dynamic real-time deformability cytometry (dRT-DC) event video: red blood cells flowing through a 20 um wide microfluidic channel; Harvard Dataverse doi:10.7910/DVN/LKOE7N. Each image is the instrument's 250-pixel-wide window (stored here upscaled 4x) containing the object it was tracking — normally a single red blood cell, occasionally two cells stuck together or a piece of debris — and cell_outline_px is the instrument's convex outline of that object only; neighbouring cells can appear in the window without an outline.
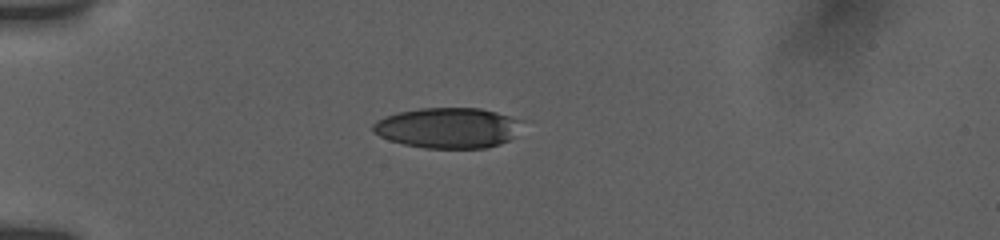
{"species": "human", "species_latin": "Homo sapiens", "temperature_condition": "room temperature", "stored_images_in_passage": 9, "camera_frame_rate_fps": 3000, "um_per_image_px": 0.085, "donor": {"sex": "female"}, "frame": {"image": 1, "passage_image": 1, "time_ms": 0.0, "image_size_px": [1000, 240], "cell_outline_px": [[524, 120], [512, 136], [508, 140], [500, 144], [484, 148], [424, 148], [404, 144], [388, 140], [372, 132], [372, 124], [376, 120], [384, 116], [396, 112], [420, 108], [480, 108], [496, 112]], "centroid_in_image_um": [38.02, 10.86], "position_along_channel_um": 47.0, "area_um2": 35.26}}
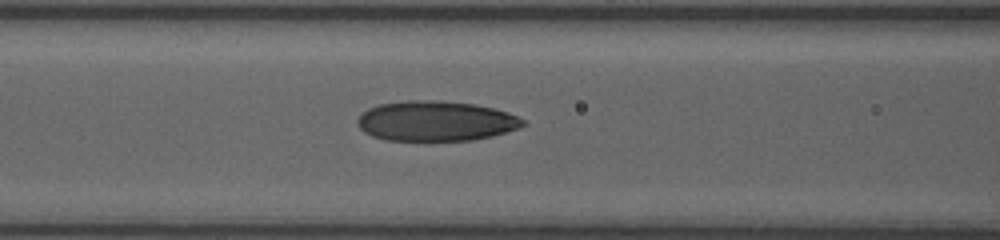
{"frame": {"image": 2, "passage_image": 6, "time_ms": 3.0, "image_size_px": [1000, 240], "cell_outline_px": [[528, 124], [492, 136], [472, 140], [384, 140], [372, 136], [364, 132], [360, 128], [356, 120], [368, 108], [380, 104], [408, 100], [440, 100], [476, 104], [508, 112], [524, 120]], "centroid_in_image_um": [37.03, 10.28], "position_along_channel_um": 129.6, "area_um2": 38.55}}
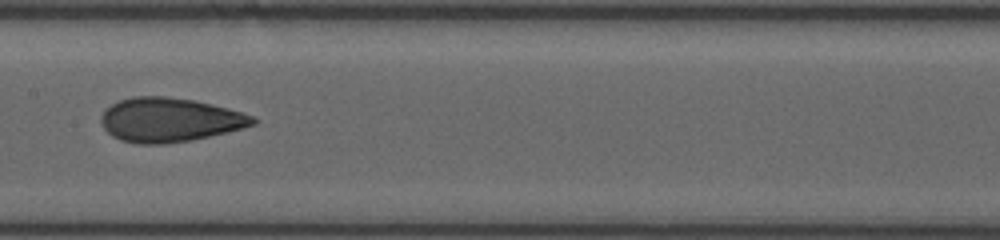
{"frame": {"image": 3, "passage_image": 8, "time_ms": 4.667, "image_size_px": [1000, 240], "cell_outline_px": [[256, 124], [208, 136], [188, 140], [164, 144], [140, 144], [120, 140], [112, 136], [104, 128], [100, 120], [100, 116], [112, 104], [120, 100], [132, 96], [164, 96], [192, 100], [228, 108], [252, 116], [256, 120]], "centroid_in_image_um": [14.36, 10.18], "position_along_channel_um": 193.0, "area_um2": 38.49}}